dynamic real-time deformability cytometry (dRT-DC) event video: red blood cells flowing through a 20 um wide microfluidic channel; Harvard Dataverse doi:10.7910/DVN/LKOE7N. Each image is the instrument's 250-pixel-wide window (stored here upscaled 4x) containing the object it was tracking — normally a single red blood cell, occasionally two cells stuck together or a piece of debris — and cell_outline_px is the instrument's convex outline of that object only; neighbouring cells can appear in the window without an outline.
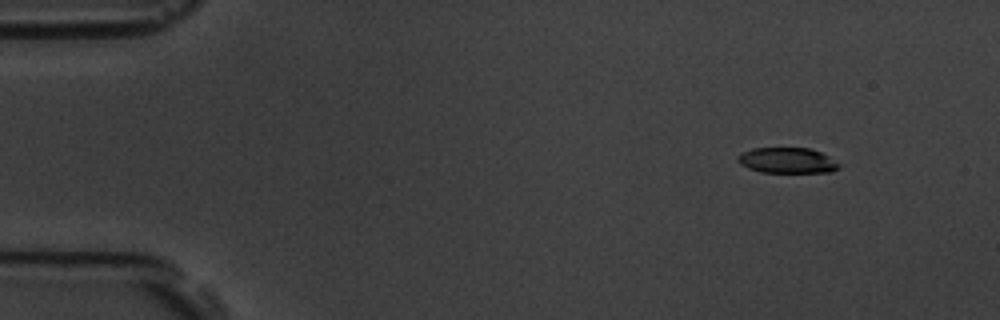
{"species": "common noctule bat (a hibernating species)", "species_latin": "Nyctalus noctula", "temperature_condition": "room temperature", "stored_images_in_passage": 4, "camera_frame_rate_fps": 3000, "um_per_image_px": 0.085, "animal": {"sex": "male", "body_mass_g": 19.5, "forearm_length_mm": 54.6}, "frame": {"image": 1, "passage_image": 1, "time_ms": 0.0, "image_size_px": [1000, 320], "cell_outline_px": [[840, 168], [832, 172], [760, 172], [748, 168], [740, 164], [736, 160], [736, 156], [752, 148], [808, 148], [820, 152], [828, 156], [840, 164]], "centroid_in_image_um": [66.9, 13.64], "position_along_channel_um": 18.1, "area_um2": 15.09}}